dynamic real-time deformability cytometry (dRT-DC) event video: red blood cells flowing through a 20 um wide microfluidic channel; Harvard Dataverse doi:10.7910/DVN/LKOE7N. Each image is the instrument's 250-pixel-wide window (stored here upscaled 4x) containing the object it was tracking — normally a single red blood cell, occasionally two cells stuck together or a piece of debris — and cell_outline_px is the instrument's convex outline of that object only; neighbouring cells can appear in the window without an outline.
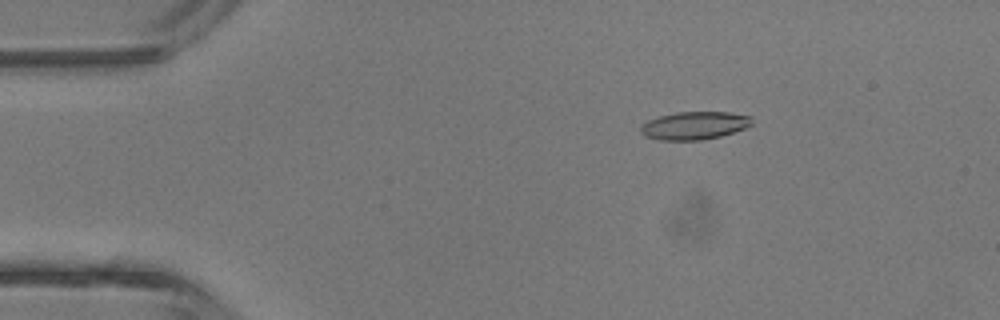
{"species": "common noctule bat (a hibernating species)", "species_latin": "Nyctalus noctula", "temperature_condition": "room temperature", "stored_images_in_passage": 3, "camera_frame_rate_fps": 3000, "um_per_image_px": 0.085, "animal": {"sex": "male", "body_mass_g": 13.3}, "frame": {"image": 1, "passage_image": 2, "time_ms": 1.333, "image_size_px": [1000, 320], "cell_outline_px": [[752, 124], [744, 128], [720, 136], [704, 140], [660, 140], [644, 136], [640, 132], [640, 124], [648, 120], [660, 116], [676, 112], [728, 112], [752, 116]], "centroid_in_image_um": [58.99, 10.67], "position_along_channel_um": 26.0, "area_um2": 18.15}}